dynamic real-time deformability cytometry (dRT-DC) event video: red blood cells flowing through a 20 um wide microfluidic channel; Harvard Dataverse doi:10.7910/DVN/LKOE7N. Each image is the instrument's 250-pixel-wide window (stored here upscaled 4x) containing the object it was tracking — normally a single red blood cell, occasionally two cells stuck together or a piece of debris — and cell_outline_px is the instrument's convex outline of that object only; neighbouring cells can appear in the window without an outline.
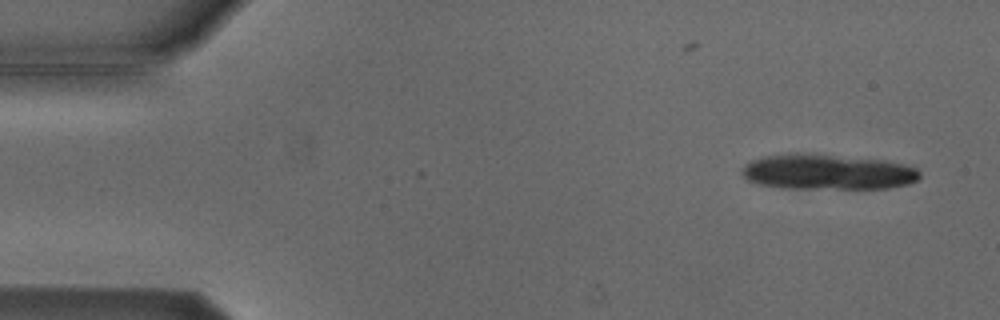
{"species": "Egyptian fruit bat (a non-hibernating species)", "species_latin": "Rousettus aegyptiacus", "temperature_condition": "cold", "stored_images_in_passage": 6, "segment_of_instrument_passage": [1, 2], "camera_frame_rate_fps": 3000, "um_per_image_px": 0.085, "animal": {"sex": "male"}, "frame": {"image": 1, "passage_image": 1, "time_ms": 0.0, "image_size_px": [1000, 320], "cell_outline_px": [[920, 176], [916, 180], [908, 184], [888, 188], [780, 188], [756, 184], [748, 180], [740, 172], [740, 168], [748, 160], [760, 156], [788, 152], [812, 152], [884, 160], [916, 168], [920, 172]], "centroid_in_image_um": [70.22, 14.58], "position_along_channel_um": 14.8, "area_um2": 37.51}}